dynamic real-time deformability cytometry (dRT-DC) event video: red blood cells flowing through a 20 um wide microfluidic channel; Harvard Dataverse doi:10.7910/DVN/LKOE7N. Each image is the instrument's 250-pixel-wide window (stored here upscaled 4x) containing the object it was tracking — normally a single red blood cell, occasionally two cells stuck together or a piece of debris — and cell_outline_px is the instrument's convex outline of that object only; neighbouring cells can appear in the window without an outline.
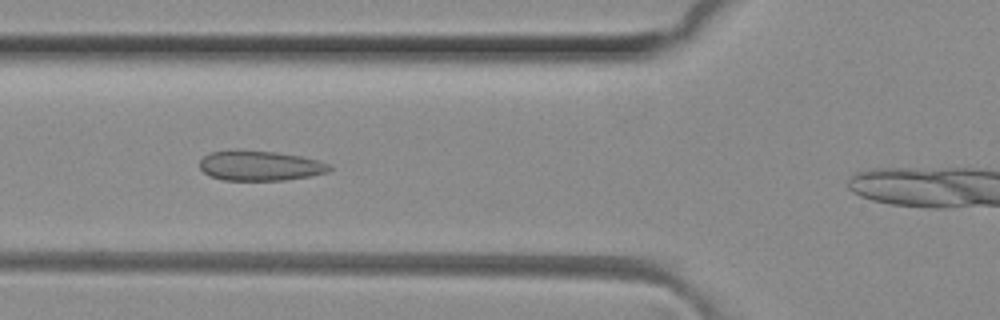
{"species": "common noctule bat (a hibernating species)", "species_latin": "Nyctalus noctula", "temperature_condition": "room temperature", "stored_images_in_passage": 26, "camera_frame_rate_fps": 3000, "um_per_image_px": 0.085, "animal": {"sex": "female", "body_mass_g": 29.2, "forearm_length_mm": 56.3}, "frame": {"image": 1, "passage_image": 4, "time_ms": 1.0, "image_size_px": [1000, 320], "cell_outline_px": [[332, 168], [328, 172], [308, 176], [284, 180], [224, 180], [208, 176], [200, 168], [200, 160], [208, 152], [276, 152], [300, 156], [316, 160], [328, 164]], "centroid_in_image_um": [22.09, 14.12], "position_along_channel_um": 103.7, "area_um2": 21.96}}
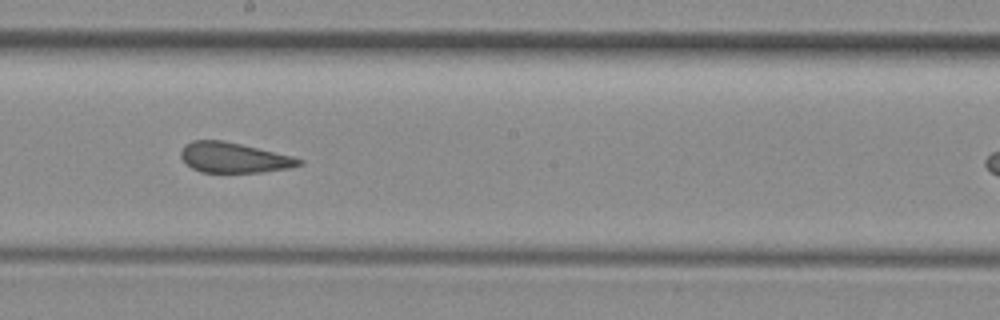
{"frame": {"image": 2, "passage_image": 13, "time_ms": 4.0, "image_size_px": [1000, 320], "cell_outline_px": [[304, 164], [288, 168], [264, 172], [200, 172], [192, 168], [180, 156], [180, 152], [192, 140], [224, 140], [292, 156], [304, 160]], "centroid_in_image_um": [19.91, 13.4], "position_along_channel_um": 228.3, "area_um2": 20.63}}
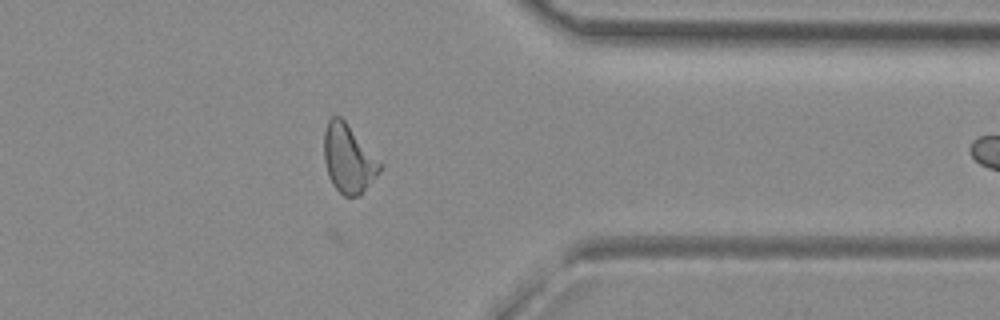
{"frame": {"image": 3, "passage_image": 25, "time_ms": 8.0, "image_size_px": [1000, 320], "cell_outline_px": [[384, 164], [380, 172], [360, 196], [344, 196], [332, 184], [328, 176], [324, 160], [324, 132], [328, 120], [332, 116], [340, 116], [344, 120]], "centroid_in_image_um": [29.63, 13.5], "position_along_channel_um": 381.8, "area_um2": 22.43}}